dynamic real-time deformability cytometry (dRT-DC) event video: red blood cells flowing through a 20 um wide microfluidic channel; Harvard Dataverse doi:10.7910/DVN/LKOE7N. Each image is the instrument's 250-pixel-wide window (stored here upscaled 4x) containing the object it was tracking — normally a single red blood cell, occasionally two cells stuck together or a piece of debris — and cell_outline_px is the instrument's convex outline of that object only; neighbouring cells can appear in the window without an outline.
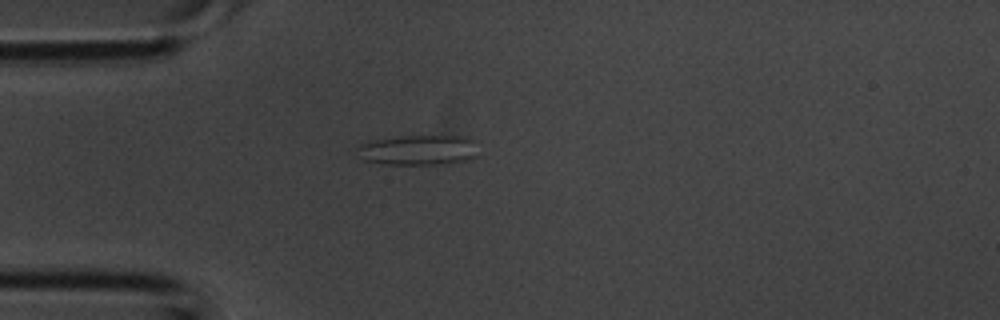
{"species": "common noctule bat (a hibernating species)", "species_latin": "Nyctalus noctula", "temperature_condition": "room temperature", "stored_images_in_passage": 1, "camera_frame_rate_fps": 3000, "um_per_image_px": 0.085, "animal": {"sex": "male", "body_mass_g": 20.1, "forearm_length_mm": 53.5}, "frame": {"image": 1, "passage_image": 1, "time_ms": 0.0, "image_size_px": [1000, 320], "cell_outline_px": [[476, 156], [464, 160], [432, 164], [380, 164], [364, 160], [356, 148], [360, 144], [372, 140], [400, 136], [456, 136], [472, 140]], "centroid_in_image_um": [35.45, 12.75], "position_along_channel_um": 49.5, "area_um2": 20.69}}